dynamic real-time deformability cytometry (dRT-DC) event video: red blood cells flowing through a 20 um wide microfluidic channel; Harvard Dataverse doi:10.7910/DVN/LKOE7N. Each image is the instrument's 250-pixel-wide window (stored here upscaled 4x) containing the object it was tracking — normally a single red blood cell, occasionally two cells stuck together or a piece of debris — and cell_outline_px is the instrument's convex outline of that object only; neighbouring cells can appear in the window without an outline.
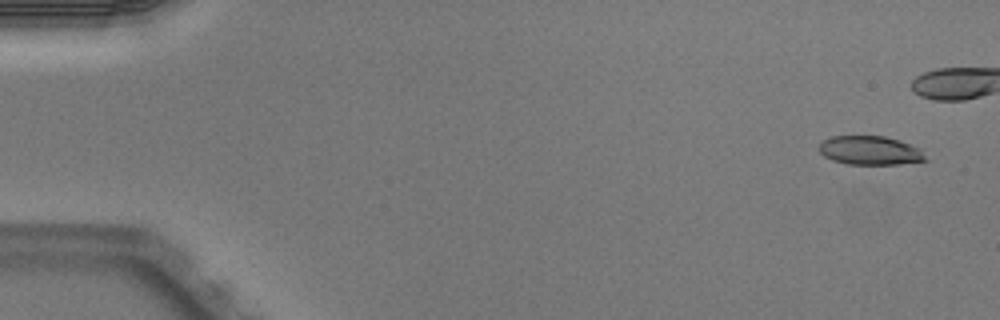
{"species": "Egyptian fruit bat (a non-hibernating species)", "species_latin": "Rousettus aegyptiacus", "temperature_condition": "warm", "stored_images_in_passage": 2, "segment_of_instrument_passage": [2, 2], "camera_frame_rate_fps": 3000, "um_per_image_px": 0.085, "animal": {"sex": "male"}, "frame": {"image": 1, "passage_image": 2, "time_ms": 0.333, "image_size_px": [1000, 320], "cell_outline_px": [[928, 160], [900, 164], [848, 164], [832, 160], [824, 156], [820, 152], [820, 144], [824, 140], [832, 136], [884, 136], [900, 140], [920, 148]], "centroid_in_image_um": [73.98, 12.79], "position_along_channel_um": 11.0, "area_um2": 17.86}}